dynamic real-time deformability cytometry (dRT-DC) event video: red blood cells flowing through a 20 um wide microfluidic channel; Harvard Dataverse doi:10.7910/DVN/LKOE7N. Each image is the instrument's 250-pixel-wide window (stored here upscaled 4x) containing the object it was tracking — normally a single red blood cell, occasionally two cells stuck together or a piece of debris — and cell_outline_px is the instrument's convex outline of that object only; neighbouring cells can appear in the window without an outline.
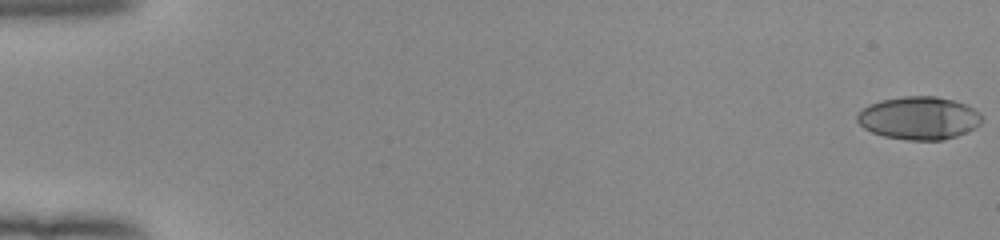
{"species": "human", "species_latin": "Homo sapiens", "temperature_condition": "room temperature", "stored_images_in_passage": 53, "camera_frame_rate_fps": 3000, "um_per_image_px": 0.085, "donor": {"sex": "female"}, "frame": {"image": 1, "passage_image": 1, "time_ms": 0.0, "image_size_px": [1000, 240], "cell_outline_px": [[984, 120], [976, 128], [956, 136], [944, 140], [908, 140], [884, 136], [872, 132], [864, 128], [856, 120], [856, 116], [868, 104], [880, 100], [904, 96], [936, 96], [968, 104], [980, 112], [984, 116]], "centroid_in_image_um": [78.16, 10.03], "position_along_channel_um": 6.8, "area_um2": 31.5}}
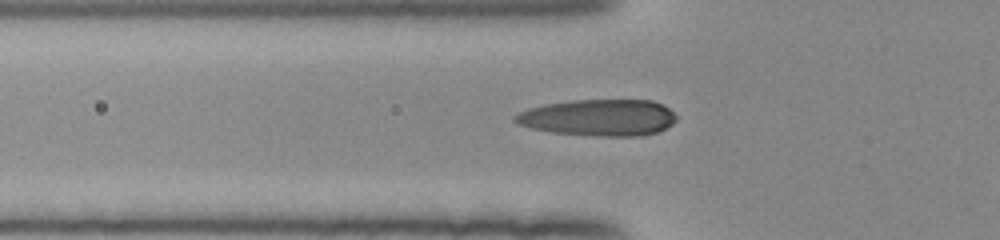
{"frame": {"image": 2, "passage_image": 20, "time_ms": 6.333, "image_size_px": [1000, 240], "cell_outline_px": [[676, 120], [672, 124], [656, 132], [640, 136], [596, 136], [552, 132], [532, 128], [516, 124], [512, 120], [512, 116], [528, 108], [544, 104], [572, 100], [652, 100], [664, 104], [676, 116]], "centroid_in_image_um": [50.86, 9.99], "position_along_channel_um": 74.9, "area_um2": 34.51}}
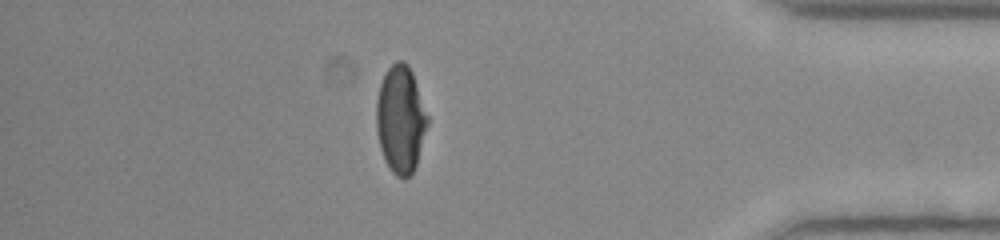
{"frame": {"image": 3, "passage_image": 47, "time_ms": 15.333, "image_size_px": [1000, 240], "cell_outline_px": [[428, 124], [416, 164], [412, 172], [404, 180], [396, 176], [392, 172], [384, 160], [380, 148], [376, 132], [376, 100], [380, 84], [388, 68], [396, 60], [404, 60], [408, 64], [412, 72], [428, 116]], "centroid_in_image_um": [34.03, 10.15], "position_along_channel_um": 401.2, "area_um2": 32.08}, "authors_computed_cell_mechanics": {"area_um2": 32.079, "velocity_mm_per_s": 3.9813, "shape_relaxation_time_tau1_ms": 9.5076, "shape_relaxation_time_tau2_ms": 8.407, "deformation_change_tau1": 0.3137, "deformation_change_tau2": 0.0535}}